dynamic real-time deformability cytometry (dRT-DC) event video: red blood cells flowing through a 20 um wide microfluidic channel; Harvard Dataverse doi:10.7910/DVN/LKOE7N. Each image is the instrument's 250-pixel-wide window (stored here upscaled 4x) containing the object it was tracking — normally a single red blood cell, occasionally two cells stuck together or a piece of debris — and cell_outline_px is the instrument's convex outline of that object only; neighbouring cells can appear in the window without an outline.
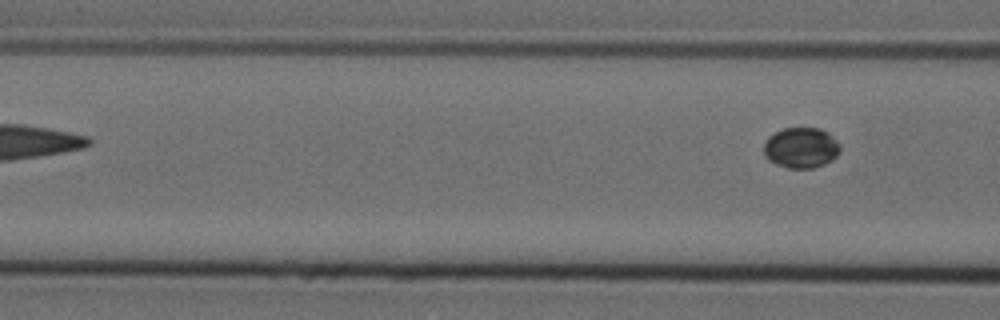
{"species": "Egyptian fruit bat (a non-hibernating species)", "species_latin": "Rousettus aegyptiacus", "temperature_condition": "cold", "stored_images_in_passage": 7, "camera_frame_rate_fps": 3000, "um_per_image_px": 0.085, "animal": {"sex": "female"}, "frame": {"image": 1, "passage_image": 7, "time_ms": 2.0, "image_size_px": [1000, 320], "cell_outline_px": [[840, 152], [832, 160], [824, 164], [812, 168], [788, 168], [776, 164], [768, 160], [764, 156], [764, 140], [768, 136], [784, 128], [820, 128], [828, 132], [840, 144]], "centroid_in_image_um": [68.08, 12.56], "position_along_channel_um": 98.5, "area_um2": 18.21}}